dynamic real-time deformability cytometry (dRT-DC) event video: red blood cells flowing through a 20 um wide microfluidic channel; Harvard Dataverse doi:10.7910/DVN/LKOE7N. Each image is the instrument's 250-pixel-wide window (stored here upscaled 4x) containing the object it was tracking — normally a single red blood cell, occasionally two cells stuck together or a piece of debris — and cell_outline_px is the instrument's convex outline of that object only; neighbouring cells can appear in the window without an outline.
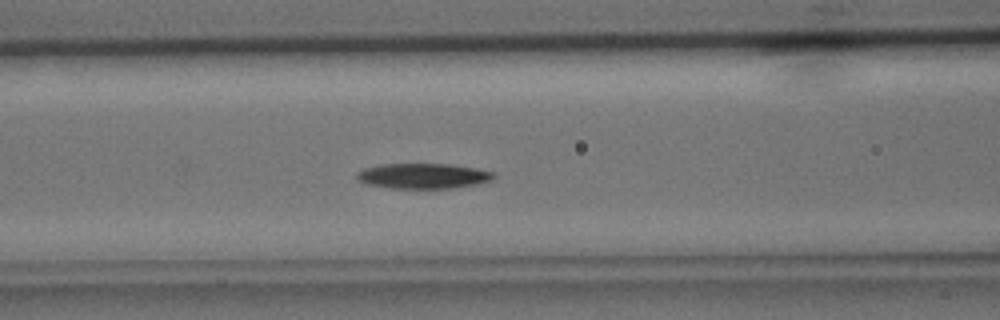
{"species": "common noctule bat (a hibernating species)", "species_latin": "Nyctalus noctula", "temperature_condition": "cold", "stored_images_in_passage": 36, "camera_frame_rate_fps": 3000, "um_per_image_px": 0.085, "animal": {"sex": "male", "body_mass_g": 15.6}, "frame": {"image": 1, "passage_image": 15, "time_ms": 4.667, "image_size_px": [1000, 320], "cell_outline_px": [[496, 176], [492, 180], [476, 184], [456, 188], [392, 188], [364, 184], [356, 180], [356, 172], [364, 168], [380, 164], [448, 164], [476, 168], [496, 172]], "centroid_in_image_um": [35.95, 14.96], "position_along_channel_um": 130.6, "area_um2": 20.4}}
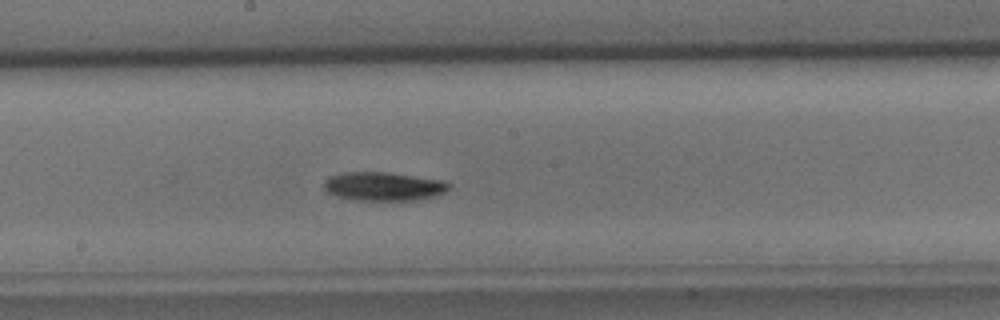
{"frame": {"image": 2, "passage_image": 21, "time_ms": 6.667, "image_size_px": [1000, 320], "cell_outline_px": [[452, 188], [444, 192], [432, 196], [412, 200], [360, 200], [332, 196], [324, 188], [324, 180], [328, 176], [340, 172], [388, 172], [444, 180], [452, 184]], "centroid_in_image_um": [32.58, 15.82], "position_along_channel_um": 215.6, "area_um2": 21.1}}
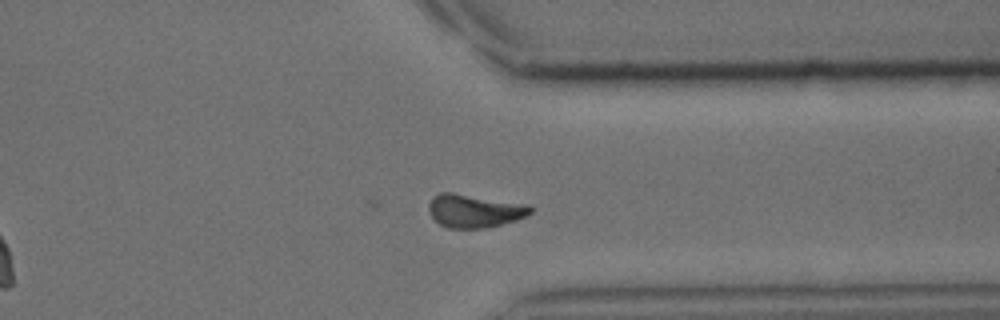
{"frame": {"image": 3, "passage_image": 32, "time_ms": 10.333, "image_size_px": [1000, 320], "cell_outline_px": [[532, 212], [528, 216], [516, 220], [484, 228], [448, 228], [440, 224], [428, 212], [428, 204], [432, 196], [440, 192], [452, 192], [532, 204]], "centroid_in_image_um": [40.35, 17.9], "position_along_channel_um": 371.1, "area_um2": 20.06}}